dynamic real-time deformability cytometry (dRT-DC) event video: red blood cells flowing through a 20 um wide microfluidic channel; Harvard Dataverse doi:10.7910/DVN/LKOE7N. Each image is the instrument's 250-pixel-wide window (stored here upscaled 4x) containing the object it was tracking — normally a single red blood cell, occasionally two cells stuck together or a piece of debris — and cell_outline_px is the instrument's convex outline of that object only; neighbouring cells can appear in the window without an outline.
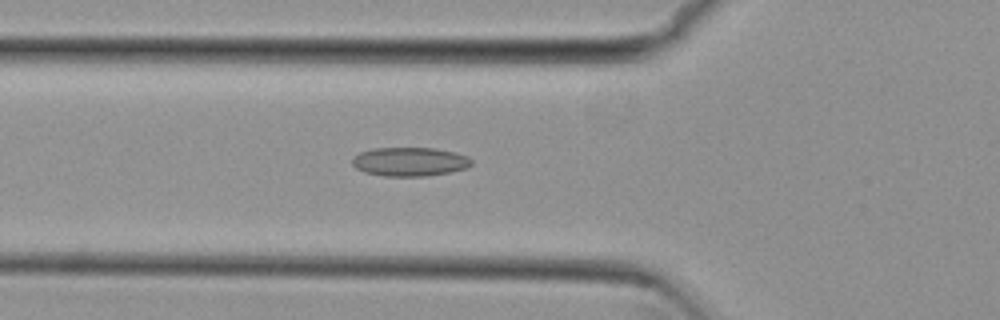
{"species": "common noctule bat (a hibernating species)", "species_latin": "Nyctalus noctula", "temperature_condition": "cold", "stored_images_in_passage": 41, "camera_frame_rate_fps": 3000, "um_per_image_px": 0.085, "animal": {"sex": "female", "body_mass_g": 29.2, "forearm_length_mm": 56.3}, "frame": {"image": 1, "passage_image": 9, "time_ms": 2.667, "image_size_px": [1000, 320], "cell_outline_px": [[472, 164], [468, 168], [428, 176], [384, 176], [364, 172], [356, 168], [352, 164], [352, 156], [360, 152], [372, 148], [436, 148], [456, 152], [468, 156], [472, 160]], "centroid_in_image_um": [34.83, 13.74], "position_along_channel_um": 91.0, "area_um2": 20.29}}
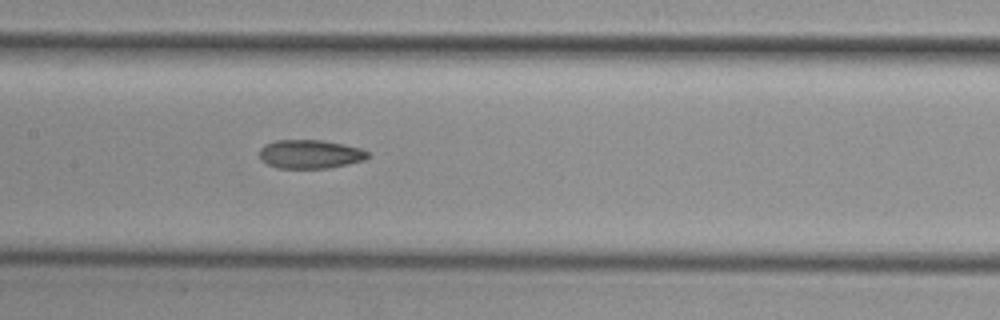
{"frame": {"image": 2, "passage_image": 16, "time_ms": 5.0, "image_size_px": [1000, 320], "cell_outline_px": [[368, 156], [364, 160], [348, 164], [328, 168], [276, 168], [260, 160], [260, 148], [264, 144], [276, 140], [320, 140], [344, 144], [360, 148], [368, 152]], "centroid_in_image_um": [26.33, 13.1], "position_along_channel_um": 181.1, "area_um2": 18.15}}
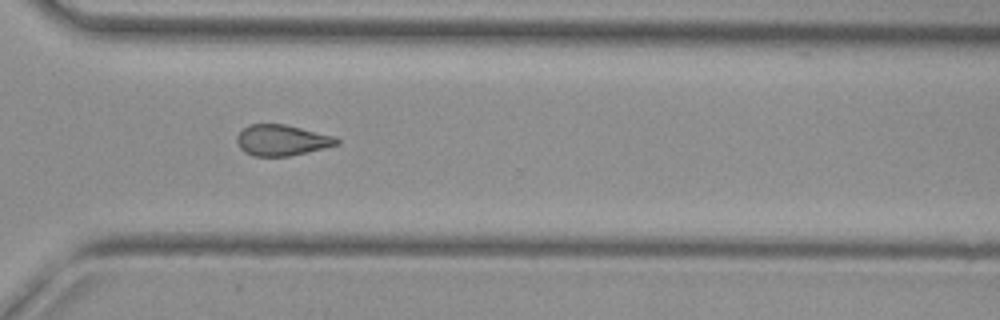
{"frame": {"image": 3, "passage_image": 29, "time_ms": 9.333, "image_size_px": [1000, 320], "cell_outline_px": [[340, 144], [324, 148], [288, 156], [252, 156], [244, 152], [240, 148], [236, 140], [236, 136], [248, 124], [284, 124], [336, 136], [340, 140]], "centroid_in_image_um": [23.96, 11.91], "position_along_channel_um": 346.6, "area_um2": 18.03}, "authors_computed_cell_mechanics": {"area_um2": 18.6116, "velocity_mm_per_s": 3.8247, "shape_relaxation_time_tau1_ms": null, "shape_relaxation_time_tau2_ms": 7.6729, "deformation_change_tau1": null, "deformation_change_tau2": 0.1624}}